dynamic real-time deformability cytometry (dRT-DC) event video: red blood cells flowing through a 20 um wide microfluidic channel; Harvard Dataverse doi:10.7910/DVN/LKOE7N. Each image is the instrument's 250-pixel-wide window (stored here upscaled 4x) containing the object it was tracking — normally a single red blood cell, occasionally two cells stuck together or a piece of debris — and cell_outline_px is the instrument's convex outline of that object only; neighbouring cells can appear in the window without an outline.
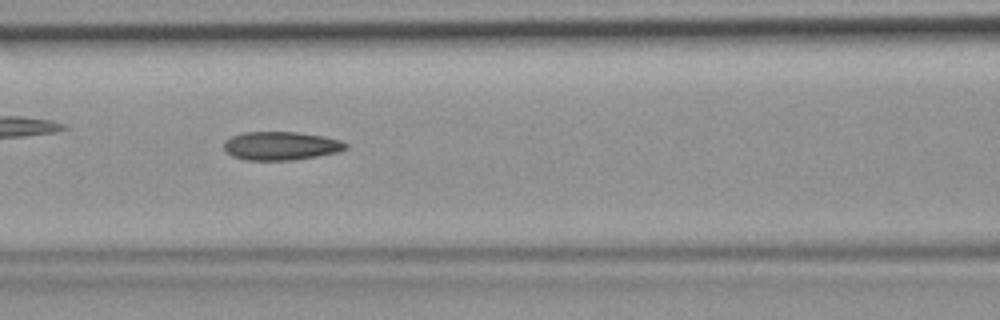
{"species": "common noctule bat (a hibernating species)", "species_latin": "Nyctalus noctula", "temperature_condition": "room temperature", "stored_images_in_passage": 34, "camera_frame_rate_fps": 3000, "um_per_image_px": 0.085, "animal": {"sex": "female", "body_mass_g": 19.9}, "frame": {"image": 1, "passage_image": 7, "time_ms": 2.0, "image_size_px": [1000, 320], "cell_outline_px": [[348, 148], [336, 152], [316, 156], [292, 160], [248, 160], [232, 156], [224, 148], [224, 140], [232, 136], [244, 132], [296, 132], [324, 136], [340, 140], [348, 144]], "centroid_in_image_um": [23.88, 12.39], "position_along_channel_um": 142.7, "area_um2": 20.11}}
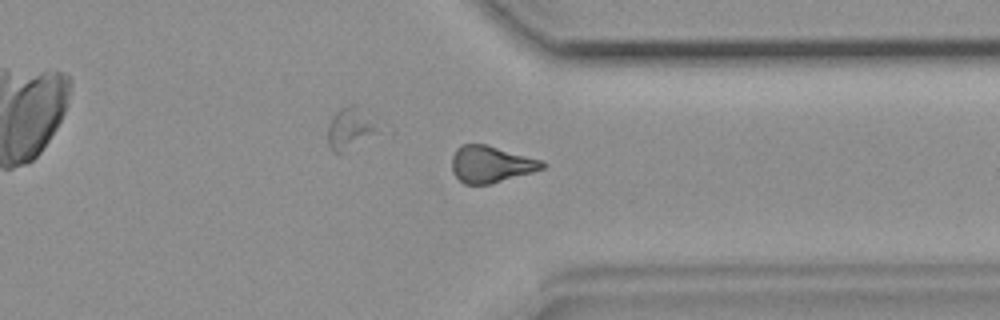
{"frame": {"image": 2, "passage_image": 23, "time_ms": 7.333, "image_size_px": [1000, 320], "cell_outline_px": [[548, 164], [544, 168], [532, 172], [492, 184], [464, 184], [452, 172], [452, 156], [456, 148], [460, 144], [484, 144], [544, 160]], "centroid_in_image_um": [41.74, 13.96], "position_along_channel_um": 369.7, "area_um2": 19.48}}
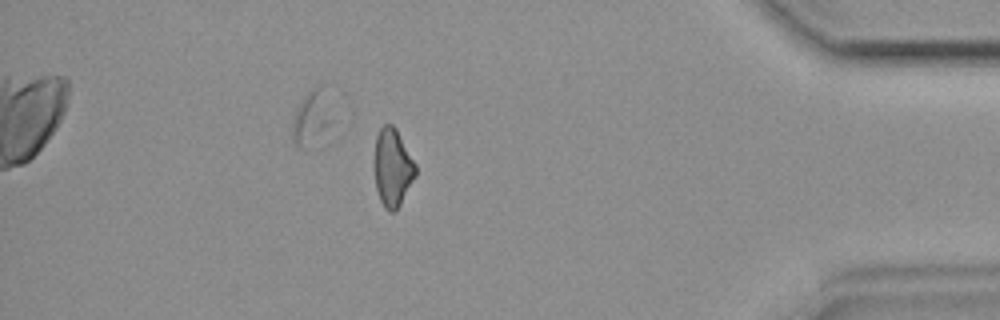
{"frame": {"image": 3, "passage_image": 28, "time_ms": 9.0, "image_size_px": [1000, 320], "cell_outline_px": [[416, 176], [396, 212], [388, 212], [384, 208], [380, 200], [376, 188], [372, 168], [372, 160], [376, 136], [380, 128], [384, 124], [392, 124], [396, 128], [416, 164]], "centroid_in_image_um": [33.33, 14.25], "position_along_channel_um": 401.9, "area_um2": 19.36}}